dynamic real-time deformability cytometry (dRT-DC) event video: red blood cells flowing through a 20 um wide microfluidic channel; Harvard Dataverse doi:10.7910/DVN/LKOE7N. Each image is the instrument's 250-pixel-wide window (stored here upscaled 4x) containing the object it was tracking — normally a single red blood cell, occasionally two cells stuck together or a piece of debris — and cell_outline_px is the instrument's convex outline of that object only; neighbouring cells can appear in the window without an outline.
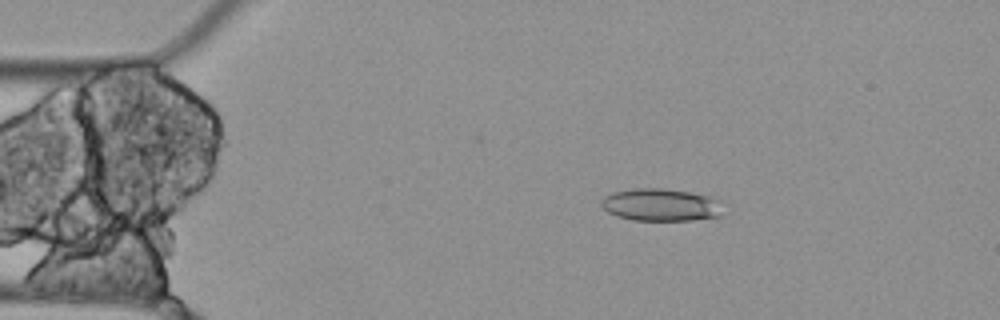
{"species": "Egyptian fruit bat (a non-hibernating species)", "species_latin": "Rousettus aegyptiacus", "temperature_condition": "cold", "stored_images_in_passage": 6, "camera_frame_rate_fps": 3000, "um_per_image_px": 0.085, "animal": {"sex": "female"}, "frame": {"image": 1, "passage_image": 2, "time_ms": 0.333, "image_size_px": [1000, 320], "cell_outline_px": [[720, 216], [692, 220], [632, 220], [616, 216], [608, 212], [600, 204], [600, 200], [604, 196], [612, 192], [636, 188], [660, 188], [688, 192], [708, 196], [720, 200]], "centroid_in_image_um": [56.12, 17.41], "position_along_channel_um": 28.9, "area_um2": 22.95}}
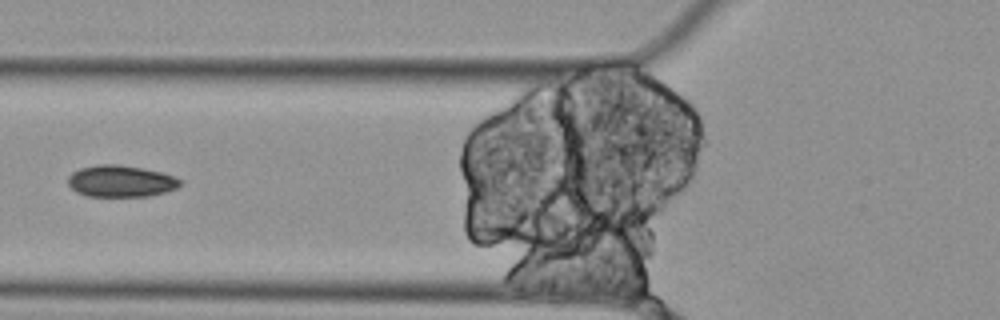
{"frame": {"image": 2, "passage_image": 5, "time_ms": 1.333, "image_size_px": [1000, 320], "cell_outline_px": [[180, 184], [176, 188], [164, 192], [148, 196], [88, 196], [76, 192], [68, 184], [68, 176], [72, 172], [80, 168], [96, 164], [116, 164], [164, 172], [180, 180]], "centroid_in_image_um": [10.23, 15.39], "position_along_channel_um": 115.6, "area_um2": 20.58}}
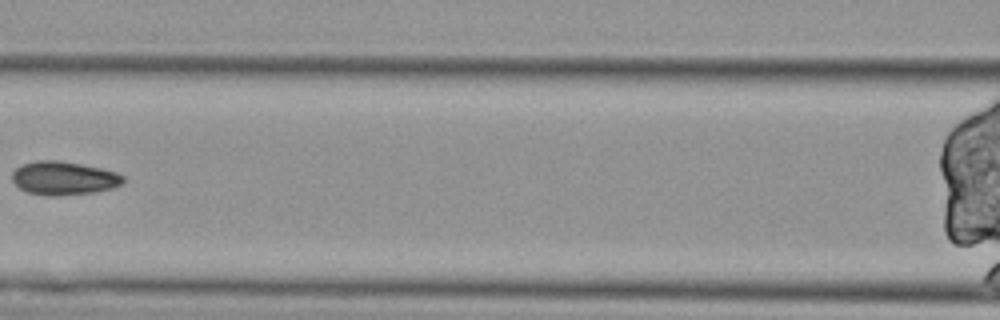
{"frame": {"image": 3, "passage_image": 6, "time_ms": 1.667, "image_size_px": [1000, 320], "cell_outline_px": [[124, 180], [120, 184], [112, 188], [92, 192], [52, 196], [28, 192], [20, 188], [12, 180], [12, 172], [16, 168], [24, 164], [36, 160], [60, 160], [100, 168], [116, 172], [124, 176]], "centroid_in_image_um": [5.4, 15.13], "position_along_channel_um": 161.2, "area_um2": 21.39}}